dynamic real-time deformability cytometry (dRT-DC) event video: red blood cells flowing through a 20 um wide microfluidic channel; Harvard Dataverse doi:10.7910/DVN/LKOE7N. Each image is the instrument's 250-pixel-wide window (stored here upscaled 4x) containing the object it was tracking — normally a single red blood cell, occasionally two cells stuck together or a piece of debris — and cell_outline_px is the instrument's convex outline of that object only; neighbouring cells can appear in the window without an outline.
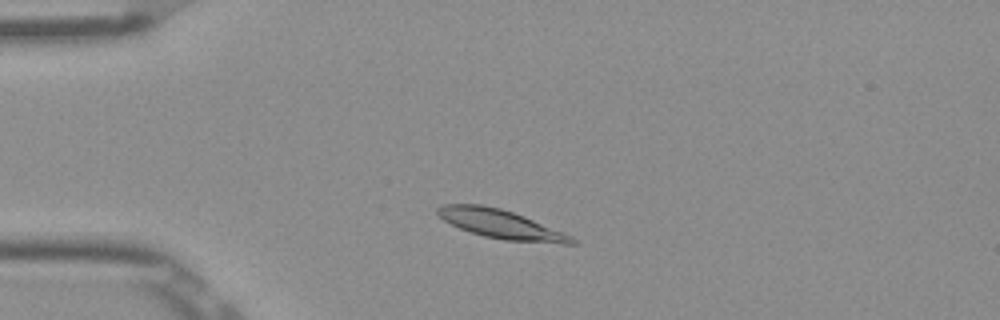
{"species": "Egyptian fruit bat (a non-hibernating species)", "species_latin": "Rousettus aegyptiacus", "temperature_condition": "room temperature", "stored_images_in_passage": 48, "camera_frame_rate_fps": 3000, "um_per_image_px": 0.085, "frame": {"image": 1, "passage_image": 8, "time_ms": 2.333, "image_size_px": [1000, 320], "cell_outline_px": [[576, 244], [564, 244], [504, 240], [484, 236], [460, 228], [444, 220], [436, 212], [436, 208], [440, 204], [480, 204], [500, 208], [524, 216], [572, 236], [576, 240]], "centroid_in_image_um": [42.57, 19.05], "position_along_channel_um": 42.4, "area_um2": 22.37}}
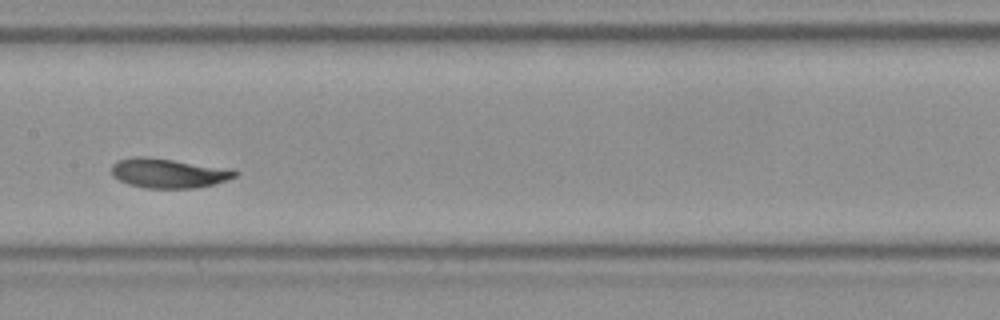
{"frame": {"image": 2, "passage_image": 22, "time_ms": 7.0, "image_size_px": [1000, 320], "cell_outline_px": [[240, 172], [236, 176], [228, 180], [196, 188], [144, 188], [128, 184], [112, 176], [112, 164], [116, 160], [132, 156], [148, 156], [232, 168]], "centroid_in_image_um": [14.33, 14.7], "position_along_channel_um": 193.1, "area_um2": 21.68}}
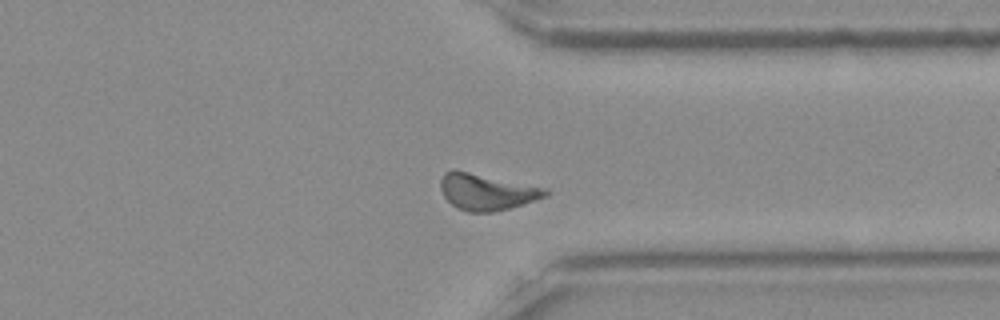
{"frame": {"image": 3, "passage_image": 36, "time_ms": 11.667, "image_size_px": [1000, 320], "cell_outline_px": [[552, 192], [548, 196], [524, 204], [492, 212], [468, 212], [456, 208], [444, 196], [440, 188], [440, 180], [444, 172], [452, 168], [548, 188]], "centroid_in_image_um": [41.38, 16.29], "position_along_channel_um": 370.0, "area_um2": 22.54}, "authors_computed_cell_mechanics": {"area_um2": 21.1259, "velocity_mm_per_s": 3.8191, "shape_relaxation_time_tau1_ms": 2.2888, "shape_relaxation_time_tau2_ms": 1.3298, "deformation_change_tau1": 0.0905, "deformation_change_tau2": 0.0531}}